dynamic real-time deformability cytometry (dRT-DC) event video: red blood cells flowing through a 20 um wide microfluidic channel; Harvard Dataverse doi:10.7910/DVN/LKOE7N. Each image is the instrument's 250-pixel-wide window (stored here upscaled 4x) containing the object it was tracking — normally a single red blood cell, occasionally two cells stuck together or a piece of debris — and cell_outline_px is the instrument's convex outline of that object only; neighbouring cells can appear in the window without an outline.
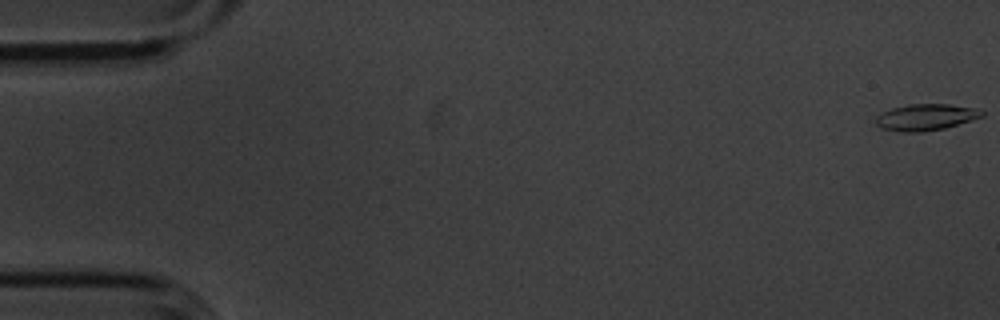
{"species": "common noctule bat (a hibernating species)", "species_latin": "Nyctalus noctula", "temperature_condition": "cold", "stored_images_in_passage": 18, "camera_frame_rate_fps": 3000, "um_per_image_px": 0.085, "animal": {"sex": "male", "body_mass_g": 20.1, "forearm_length_mm": 53.5}, "frame": {"image": 1, "passage_image": 1, "time_ms": 0.0, "image_size_px": [1000, 320], "cell_outline_px": [[984, 116], [944, 128], [924, 132], [900, 132], [880, 128], [876, 124], [876, 116], [880, 112], [892, 108], [908, 104], [948, 104], [976, 108], [984, 112]], "centroid_in_image_um": [78.65, 9.96], "position_along_channel_um": 6.3, "area_um2": 16.42}}
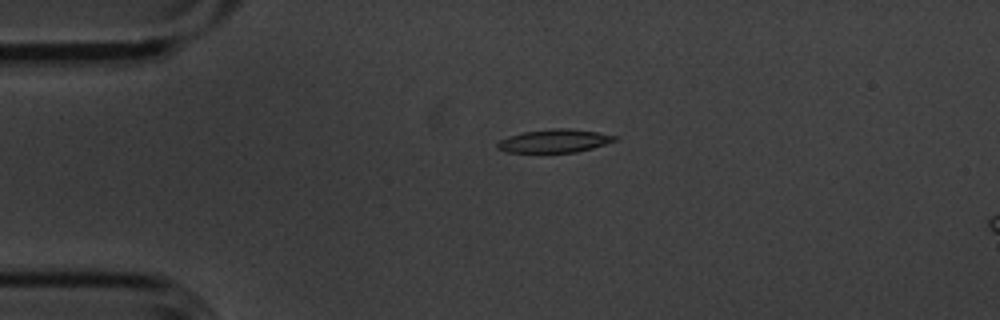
{"frame": {"image": 2, "passage_image": 13, "time_ms": 4.0, "image_size_px": [1000, 320], "cell_outline_px": [[616, 140], [592, 148], [576, 152], [508, 152], [496, 148], [496, 144], [500, 140], [508, 136], [524, 132], [552, 128], [572, 128], [596, 132], [616, 136]], "centroid_in_image_um": [47.09, 11.97], "position_along_channel_um": 37.9, "area_um2": 15.72}}